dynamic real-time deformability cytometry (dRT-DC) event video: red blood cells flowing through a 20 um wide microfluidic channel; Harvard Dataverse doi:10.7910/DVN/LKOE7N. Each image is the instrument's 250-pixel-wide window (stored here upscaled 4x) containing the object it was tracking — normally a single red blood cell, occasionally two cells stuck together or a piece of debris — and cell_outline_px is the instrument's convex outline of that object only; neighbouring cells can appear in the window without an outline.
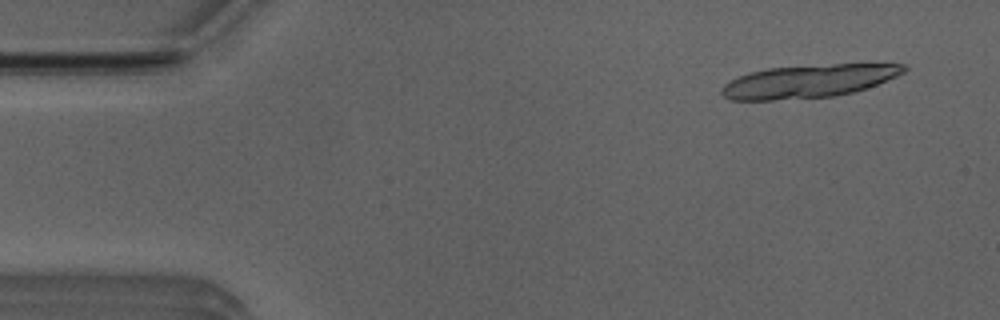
{"species": "Egyptian fruit bat (a non-hibernating species)", "species_latin": "Rousettus aegyptiacus", "temperature_condition": "room temperature", "stored_images_in_passage": 14, "camera_frame_rate_fps": 3000, "um_per_image_px": 0.085, "animal": {"sex": "male"}, "frame": {"image": 1, "passage_image": 3, "time_ms": 0.667, "image_size_px": [1000, 320], "cell_outline_px": [[908, 68], [904, 72], [896, 76], [876, 84], [852, 92], [836, 96], [772, 100], [732, 100], [724, 96], [720, 92], [720, 88], [724, 84], [748, 72], [768, 68], [832, 64], [904, 64]], "centroid_in_image_um": [68.69, 6.9], "position_along_channel_um": 16.3, "area_um2": 34.74}}